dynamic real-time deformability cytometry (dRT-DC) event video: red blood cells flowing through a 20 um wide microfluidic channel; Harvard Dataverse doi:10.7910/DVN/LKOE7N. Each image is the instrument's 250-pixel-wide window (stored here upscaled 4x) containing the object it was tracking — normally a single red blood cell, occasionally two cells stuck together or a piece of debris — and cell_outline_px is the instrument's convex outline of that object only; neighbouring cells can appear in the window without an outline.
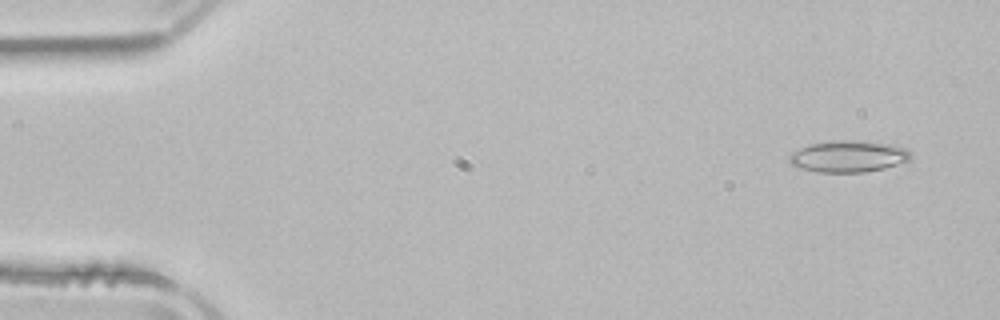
{"species": "common noctule bat (a hibernating species)", "species_latin": "Nyctalus noctula", "temperature_condition": "room temperature", "stored_images_in_passage": 52, "camera_frame_rate_fps": 3000, "um_per_image_px": 0.085, "animal": {"sex": "male", "body_mass_g": 21.5, "forearm_length_mm": 52.0}, "frame": {"image": 1, "passage_image": 3, "time_ms": 0.667, "image_size_px": [1000, 320], "cell_outline_px": [[912, 156], [908, 160], [884, 168], [864, 172], [816, 172], [800, 168], [792, 164], [788, 160], [788, 156], [792, 152], [808, 144], [832, 140], [860, 140], [896, 144], [912, 152]], "centroid_in_image_um": [72.11, 13.27], "position_along_channel_um": 12.9, "area_um2": 22.6}}
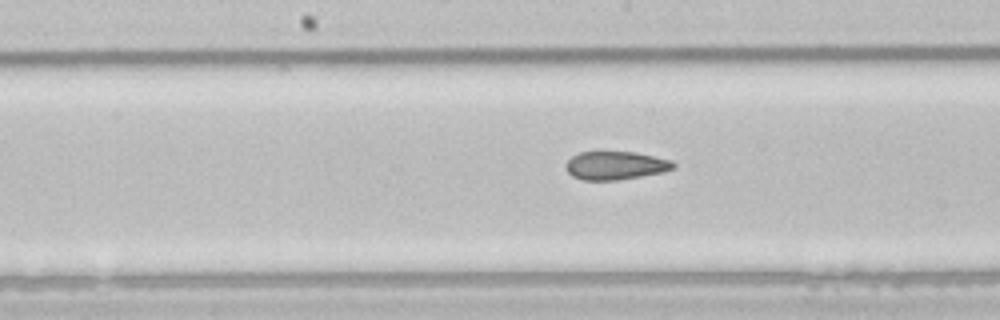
{"frame": {"image": 2, "passage_image": 26, "time_ms": 8.333, "image_size_px": [1000, 320], "cell_outline_px": [[676, 168], [664, 172], [616, 180], [580, 180], [572, 176], [564, 168], [564, 164], [572, 156], [580, 152], [636, 152], [672, 160], [676, 164]], "centroid_in_image_um": [52.32, 14.07], "position_along_channel_um": 195.9, "area_um2": 17.92}}
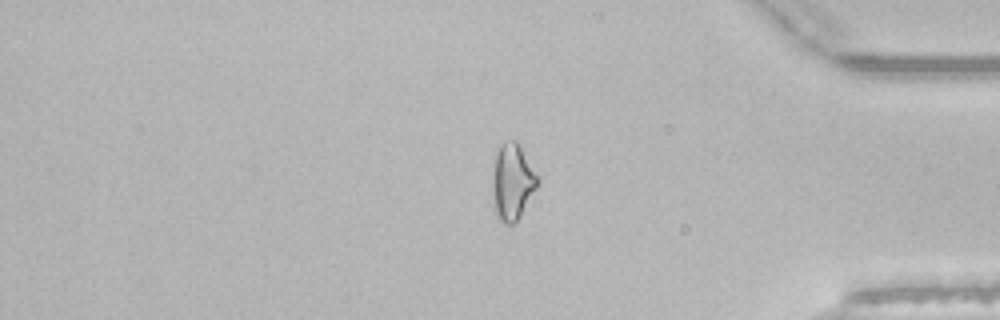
{"frame": {"image": 3, "passage_image": 43, "time_ms": 14.0, "image_size_px": [1000, 320], "cell_outline_px": [[540, 180], [536, 188], [520, 216], [512, 224], [504, 224], [496, 216], [492, 180], [496, 152], [504, 140], [516, 140], [520, 144], [540, 176]], "centroid_in_image_um": [43.58, 15.4], "position_along_channel_um": 391.6, "area_um2": 20.17}, "authors_computed_cell_mechanics": {"area_um2": 20.1722, "velocity_mm_per_s": 3.9032, "shape_relaxation_time_tau1_ms": null, "shape_relaxation_time_tau2_ms": 2.6179, "deformation_change_tau1": null, "deformation_change_tau2": 0.0916}}